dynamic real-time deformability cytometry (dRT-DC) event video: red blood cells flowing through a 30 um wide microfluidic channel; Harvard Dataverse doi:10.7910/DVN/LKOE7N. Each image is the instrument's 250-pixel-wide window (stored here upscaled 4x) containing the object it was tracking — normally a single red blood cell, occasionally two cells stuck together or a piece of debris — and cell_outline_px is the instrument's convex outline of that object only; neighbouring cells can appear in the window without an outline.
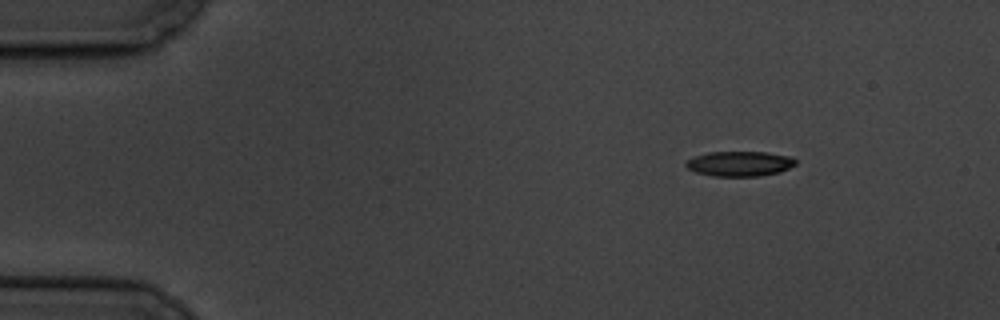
{"species": "common noctule bat (a hibernating species)", "species_latin": "Nyctalus noctula", "temperature_condition": "cold", "stored_images_in_passage": 5, "camera_frame_rate_fps": 3000, "um_per_image_px": 0.085, "animal": {"sex": "male", "body_mass_g": 19.5, "forearm_length_mm": 54.6}, "frame": {"image": 1, "passage_image": 1, "time_ms": 0.0, "image_size_px": [1000, 320], "cell_outline_px": [[796, 164], [780, 172], [760, 176], [712, 176], [696, 172], [688, 168], [684, 164], [688, 160], [696, 156], [708, 152], [768, 152], [792, 156], [796, 160]], "centroid_in_image_um": [62.9, 13.91], "position_along_channel_um": 22.1, "area_um2": 16.01}}
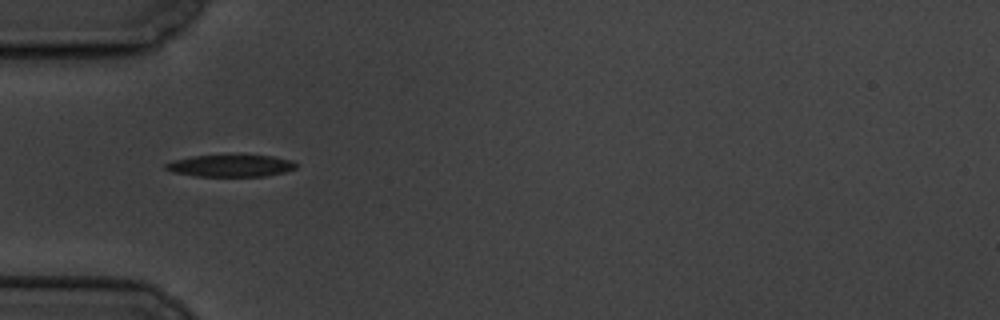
{"frame": {"image": 2, "passage_image": 4, "time_ms": 3.667, "image_size_px": [1000, 320], "cell_outline_px": [[296, 168], [284, 172], [264, 176], [196, 176], [172, 172], [164, 168], [164, 164], [172, 160], [192, 156], [272, 156], [292, 160], [296, 164]], "centroid_in_image_um": [19.57, 14.1], "position_along_channel_um": 65.4, "area_um2": 16.47}}
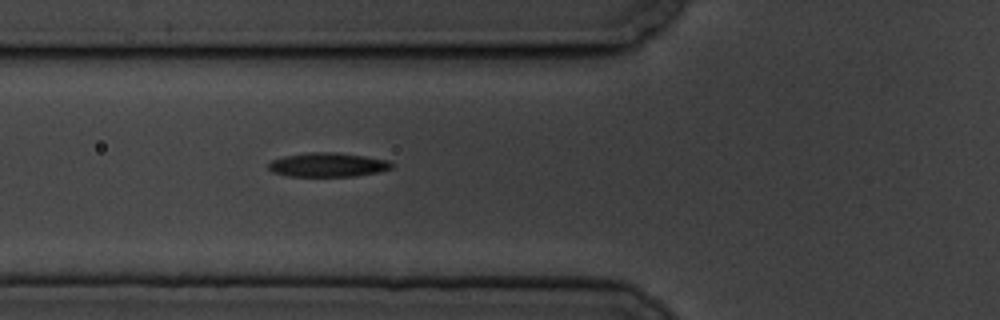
{"frame": {"image": 3, "passage_image": 5, "time_ms": 4.667, "image_size_px": [1000, 320], "cell_outline_px": [[392, 168], [380, 172], [356, 176], [288, 176], [272, 172], [268, 168], [268, 164], [272, 160], [284, 156], [308, 152], [340, 152], [388, 160], [392, 164]], "centroid_in_image_um": [27.86, 14.0], "position_along_channel_um": 97.9, "area_um2": 17.4}}